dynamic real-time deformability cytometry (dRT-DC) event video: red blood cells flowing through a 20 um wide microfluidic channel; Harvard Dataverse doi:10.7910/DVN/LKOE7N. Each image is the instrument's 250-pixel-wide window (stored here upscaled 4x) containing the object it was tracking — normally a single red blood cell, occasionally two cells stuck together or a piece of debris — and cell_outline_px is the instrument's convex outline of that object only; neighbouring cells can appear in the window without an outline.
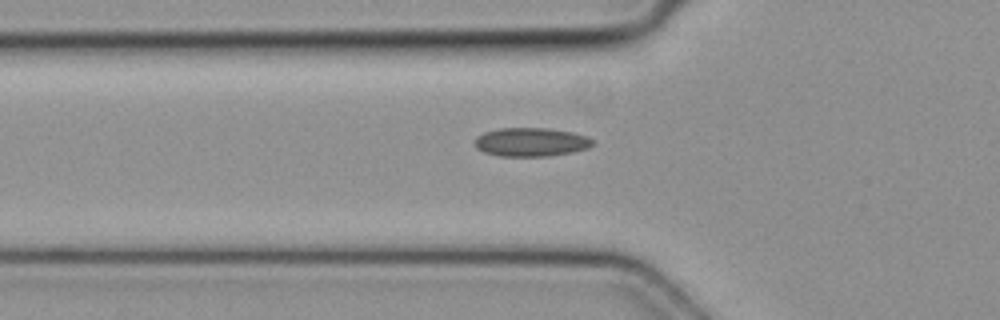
{"species": "common noctule bat (a hibernating species)", "species_latin": "Nyctalus noctula", "temperature_condition": "cold", "stored_images_in_passage": 3, "camera_frame_rate_fps": 3000, "um_per_image_px": 0.085, "animal": {"sex": "female", "body_mass_g": 19.3, "forearm_length_mm": 54.1}, "frame": {"image": 1, "passage_image": 3, "time_ms": 0.667, "image_size_px": [1000, 320], "cell_outline_px": [[596, 140], [588, 148], [572, 152], [548, 156], [500, 156], [484, 152], [476, 148], [476, 136], [484, 132], [500, 128], [548, 128], [572, 132], [588, 136]], "centroid_in_image_um": [45.16, 12.07], "position_along_channel_um": 80.6, "area_um2": 19.77}}